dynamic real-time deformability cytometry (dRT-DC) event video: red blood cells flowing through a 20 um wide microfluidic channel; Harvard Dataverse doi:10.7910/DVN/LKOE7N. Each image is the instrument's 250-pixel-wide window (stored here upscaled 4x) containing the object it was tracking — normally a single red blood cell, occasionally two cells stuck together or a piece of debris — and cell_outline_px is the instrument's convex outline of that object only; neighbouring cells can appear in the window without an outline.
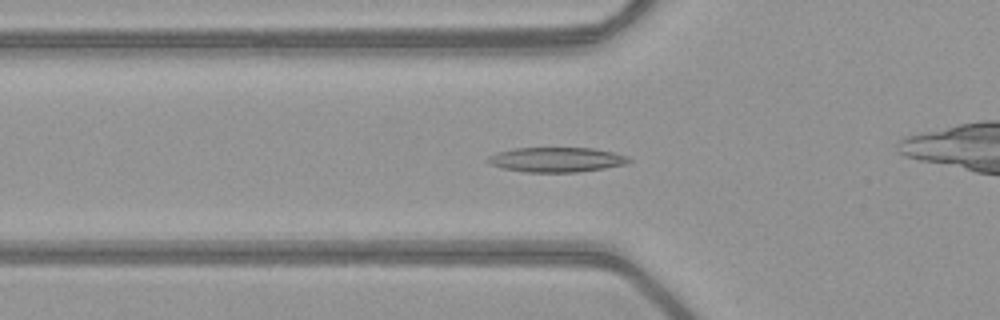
{"species": "common noctule bat (a hibernating species)", "species_latin": "Nyctalus noctula", "temperature_condition": "warm", "stored_images_in_passage": 53, "camera_frame_rate_fps": 3000, "um_per_image_px": 0.085, "animal": {"sex": "female", "body_mass_g": 21.9}, "frame": {"image": 1, "passage_image": 19, "time_ms": 6.0, "image_size_px": [1000, 320], "cell_outline_px": [[632, 160], [628, 164], [604, 168], [576, 172], [524, 172], [504, 168], [488, 164], [484, 160], [488, 156], [496, 152], [512, 148], [596, 148], [628, 156]], "centroid_in_image_um": [47.27, 13.56], "position_along_channel_um": 78.5, "area_um2": 20.58}}
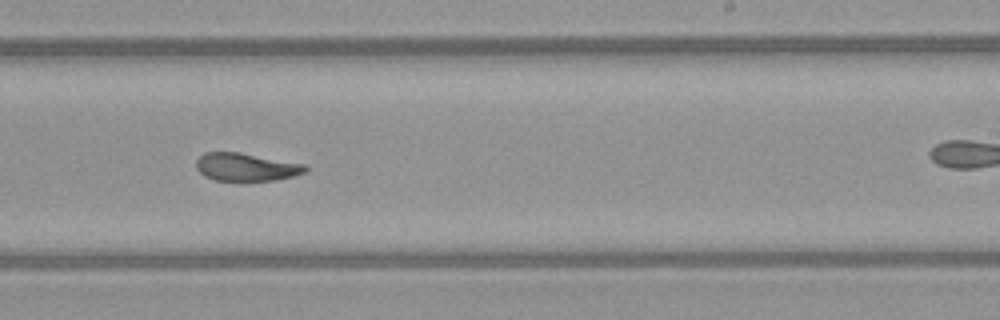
{"frame": {"image": 2, "passage_image": 33, "time_ms": 10.667, "image_size_px": [1000, 320], "cell_outline_px": [[308, 168], [304, 172], [292, 176], [276, 180], [248, 184], [216, 180], [204, 176], [196, 168], [196, 160], [204, 152], [240, 152], [304, 164]], "centroid_in_image_um": [20.89, 14.24], "position_along_channel_um": 268.1, "area_um2": 18.44}}
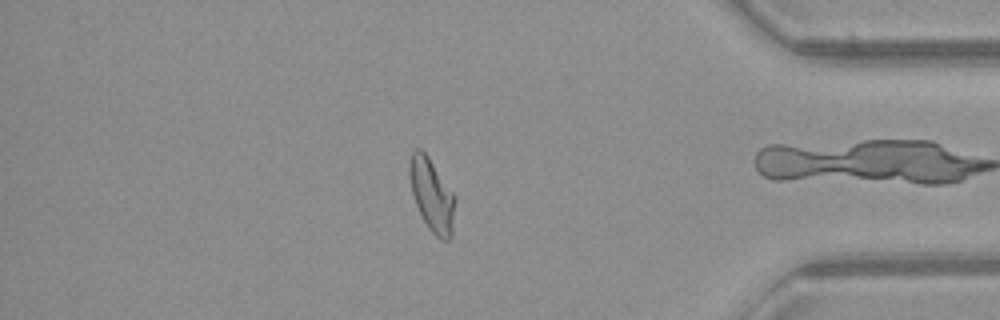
{"frame": {"image": 3, "passage_image": 45, "time_ms": 14.667, "image_size_px": [1000, 320], "cell_outline_px": [[456, 200], [452, 236], [448, 240], [440, 240], [428, 228], [416, 204], [412, 192], [408, 172], [408, 164], [412, 152], [416, 148], [420, 148], [428, 156], [456, 196]], "centroid_in_image_um": [36.72, 16.58], "position_along_channel_um": 398.5, "area_um2": 19.48}, "authors_computed_cell_mechanics": {"area_um2": 19.4786, "velocity_mm_per_s": 4.0386, "shape_relaxation_time_tau1_ms": 6.9477, "shape_relaxation_time_tau2_ms": 1.5687, "deformation_change_tau1": 0.22, "deformation_change_tau2": 0.0786}}